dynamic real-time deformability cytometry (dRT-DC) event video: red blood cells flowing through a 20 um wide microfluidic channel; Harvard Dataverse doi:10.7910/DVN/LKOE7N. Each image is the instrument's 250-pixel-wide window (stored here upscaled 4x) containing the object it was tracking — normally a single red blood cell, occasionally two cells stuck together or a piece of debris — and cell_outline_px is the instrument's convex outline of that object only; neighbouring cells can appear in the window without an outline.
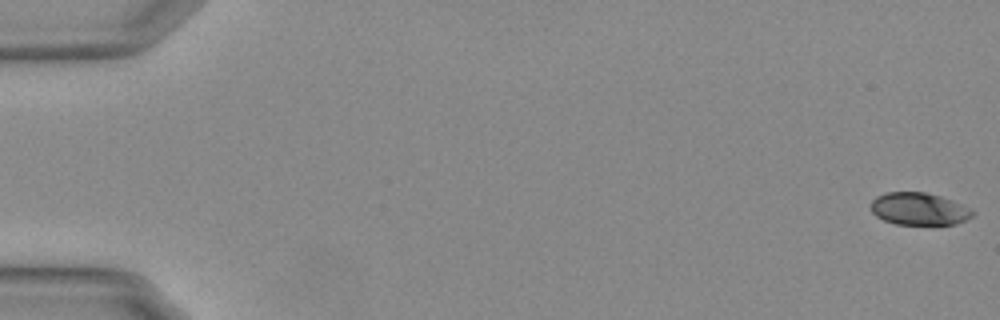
{"species": "Egyptian fruit bat (a non-hibernating species)", "species_latin": "Rousettus aegyptiacus", "temperature_condition": "warm", "stored_images_in_passage": 55, "camera_frame_rate_fps": 3000, "um_per_image_px": 0.085, "animal": {"sex": "female"}, "frame": {"image": 1, "passage_image": 1, "time_ms": 0.0, "image_size_px": [1000, 320], "cell_outline_px": [[972, 216], [956, 224], [896, 224], [884, 220], [876, 216], [872, 212], [872, 200], [876, 196], [888, 192], [924, 192], [940, 196], [960, 204], [968, 208], [972, 212]], "centroid_in_image_um": [78.07, 17.75], "position_along_channel_um": 6.9, "area_um2": 18.79}}
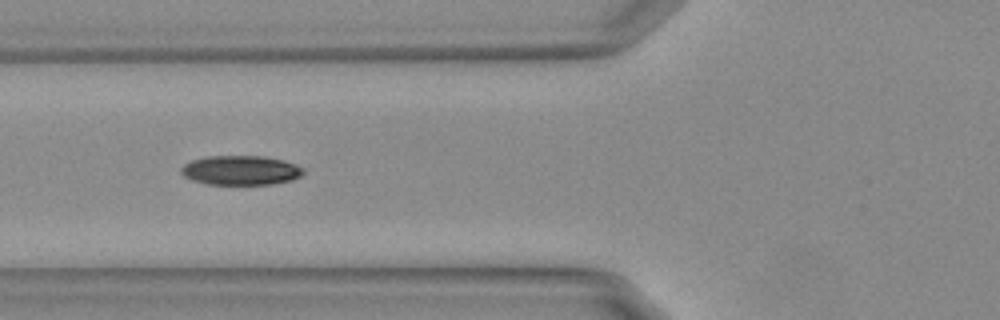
{"frame": {"image": 2, "passage_image": 22, "time_ms": 7.0, "image_size_px": [1000, 320], "cell_outline_px": [[304, 172], [300, 176], [292, 180], [272, 184], [208, 184], [192, 180], [184, 176], [180, 172], [180, 168], [184, 164], [192, 160], [208, 156], [264, 156], [284, 160], [304, 168]], "centroid_in_image_um": [20.46, 14.47], "position_along_channel_um": 105.3, "area_um2": 20.98}}
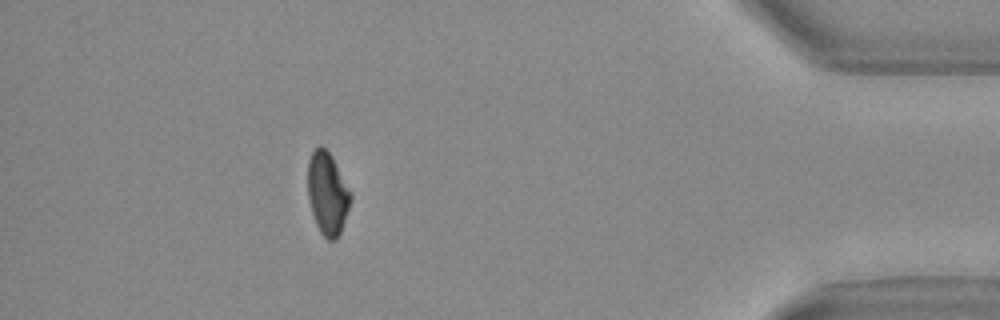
{"frame": {"image": 3, "passage_image": 50, "time_ms": 16.333, "image_size_px": [1000, 320], "cell_outline_px": [[352, 196], [340, 232], [336, 240], [328, 240], [320, 232], [316, 224], [312, 212], [308, 196], [308, 160], [312, 152], [320, 144], [332, 156], [352, 192]], "centroid_in_image_um": [27.83, 16.42], "position_along_channel_um": 407.4, "area_um2": 20.46}, "authors_computed_cell_mechanics": {"area_um2": 20.9236, "velocity_mm_per_s": 3.7563, "shape_relaxation_time_tau1_ms": 4.0106, "shape_relaxation_time_tau2_ms": 6.3572, "deformation_change_tau1": 0.1447, "deformation_change_tau2": 0.0965}}